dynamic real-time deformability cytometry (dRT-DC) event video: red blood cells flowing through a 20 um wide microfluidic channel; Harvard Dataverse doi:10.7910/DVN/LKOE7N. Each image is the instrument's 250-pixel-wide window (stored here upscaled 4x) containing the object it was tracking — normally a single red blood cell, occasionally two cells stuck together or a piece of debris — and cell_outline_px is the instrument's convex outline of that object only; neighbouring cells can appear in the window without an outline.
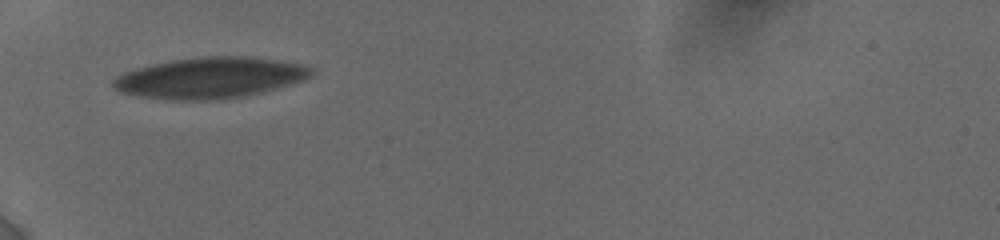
{"species": "human", "species_latin": "Homo sapiens", "temperature_condition": "cold", "stored_images_in_passage": 42, "camera_frame_rate_fps": 3000, "um_per_image_px": 0.085, "donor": {"sex": "female"}, "frame": {"image": 1, "passage_image": 1, "time_ms": 0.0, "image_size_px": [1000, 240], "cell_outline_px": [[316, 72], [312, 76], [304, 80], [276, 88], [244, 96], [204, 100], [188, 100], [144, 96], [124, 92], [116, 88], [112, 84], [112, 80], [116, 76], [124, 72], [136, 68], [172, 60], [196, 56], [252, 56], [280, 60], [304, 64], [312, 68]], "centroid_in_image_um": [17.94, 6.58], "position_along_channel_um": 67.1, "area_um2": 46.93}}
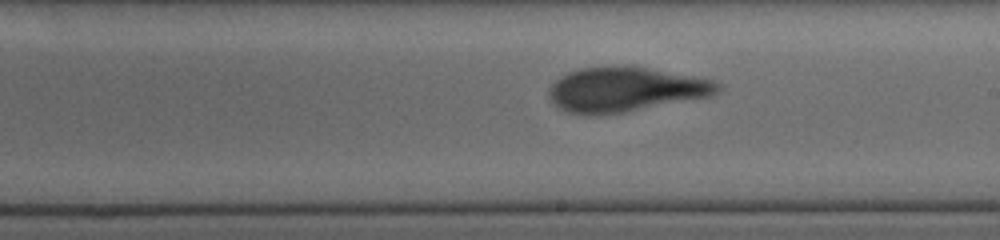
{"frame": {"image": 2, "passage_image": 21, "time_ms": 4.667, "image_size_px": [1000, 240], "cell_outline_px": [[724, 88], [720, 92], [712, 96], [624, 112], [596, 116], [588, 116], [568, 112], [552, 104], [548, 100], [548, 88], [560, 76], [568, 72], [584, 68], [608, 64], [620, 64], [648, 68], [712, 80], [720, 84]], "centroid_in_image_um": [53.11, 7.6], "position_along_channel_um": 235.9, "area_um2": 44.56}}
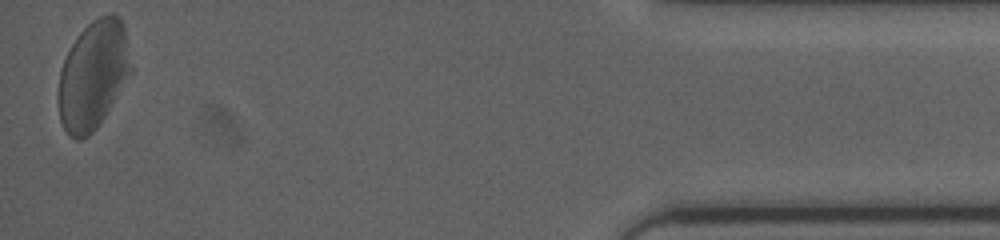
{"frame": {"image": 3, "passage_image": 42, "time_ms": 11.333, "image_size_px": [1000, 240], "cell_outline_px": [[132, 72], [104, 116], [96, 128], [88, 136], [80, 140], [76, 140], [68, 136], [60, 120], [60, 72], [64, 60], [76, 36], [92, 20], [108, 12], [112, 12], [120, 16], [124, 24]], "centroid_in_image_um": [7.94, 6.34], "position_along_channel_um": 427.3, "area_um2": 45.43}, "authors_computed_cell_mechanics": {"area_um2": 44.795, "velocity_mm_per_s": 3.8124, "shape_relaxation_time_tau1_ms": 7.7302, "shape_relaxation_time_tau2_ms": 1.3419, "deformation_change_tau1": 0.1957, "deformation_change_tau2": 0.0459}}